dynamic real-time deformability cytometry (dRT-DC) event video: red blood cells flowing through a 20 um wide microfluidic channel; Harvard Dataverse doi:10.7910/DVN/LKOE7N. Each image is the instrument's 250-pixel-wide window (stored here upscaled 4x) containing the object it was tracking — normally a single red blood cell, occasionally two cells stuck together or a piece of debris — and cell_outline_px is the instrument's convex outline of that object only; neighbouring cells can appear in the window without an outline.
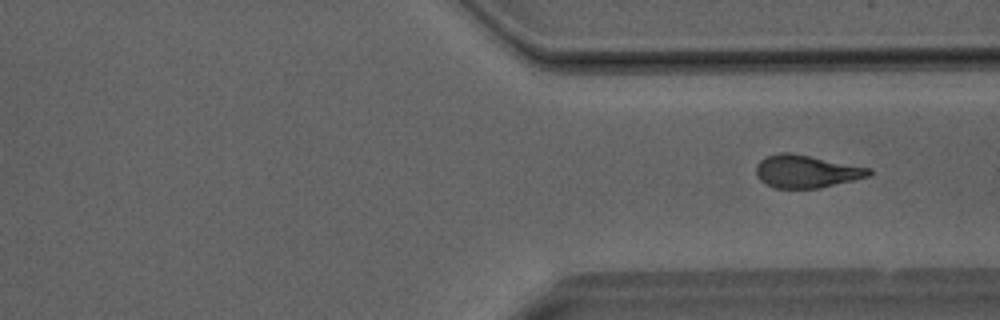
{"species": "Egyptian fruit bat (a non-hibernating species)", "species_latin": "Rousettus aegyptiacus", "temperature_condition": "room temperature", "stored_images_in_passage": 28, "camera_frame_rate_fps": 3000, "um_per_image_px": 0.085, "animal": {"sex": "male"}, "frame": {"image": 1, "passage_image": 28, "time_ms": 9.0, "image_size_px": [1000, 320], "cell_outline_px": [[872, 176], [820, 188], [776, 188], [764, 184], [756, 176], [756, 164], [764, 156], [780, 152], [792, 152], [872, 168]], "centroid_in_image_um": [68.54, 14.56], "position_along_channel_um": 342.9, "area_um2": 21.96}}